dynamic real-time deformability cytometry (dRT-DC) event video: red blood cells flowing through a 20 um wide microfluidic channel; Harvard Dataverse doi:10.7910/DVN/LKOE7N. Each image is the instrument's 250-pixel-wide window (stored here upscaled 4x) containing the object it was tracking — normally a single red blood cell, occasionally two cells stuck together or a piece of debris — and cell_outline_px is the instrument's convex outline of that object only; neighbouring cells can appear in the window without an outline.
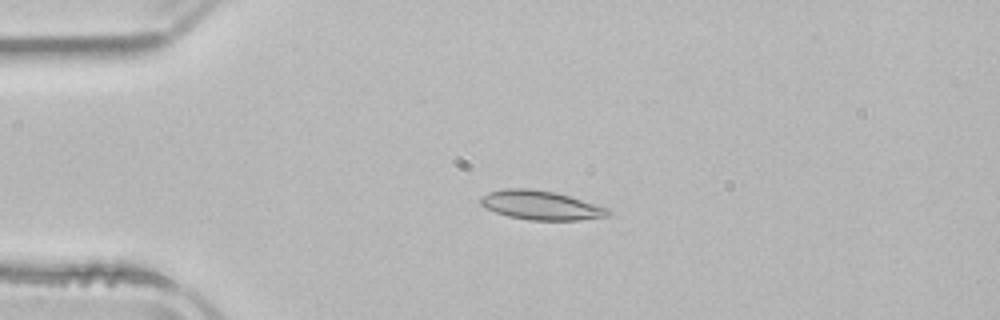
{"species": "common noctule bat (a hibernating species)", "species_latin": "Nyctalus noctula", "temperature_condition": "room temperature", "stored_images_in_passage": 6, "camera_frame_rate_fps": 3000, "um_per_image_px": 0.085, "animal": {"sex": "male", "body_mass_g": 21.5, "forearm_length_mm": 52.0}, "frame": {"image": 1, "passage_image": 4, "time_ms": 3.667, "image_size_px": [1000, 320], "cell_outline_px": [[612, 212], [608, 216], [576, 220], [528, 220], [508, 216], [484, 208], [480, 204], [480, 196], [488, 192], [504, 188], [528, 188], [556, 192], [612, 208]], "centroid_in_image_um": [45.99, 17.44], "position_along_channel_um": 39.0, "area_um2": 21.96}}
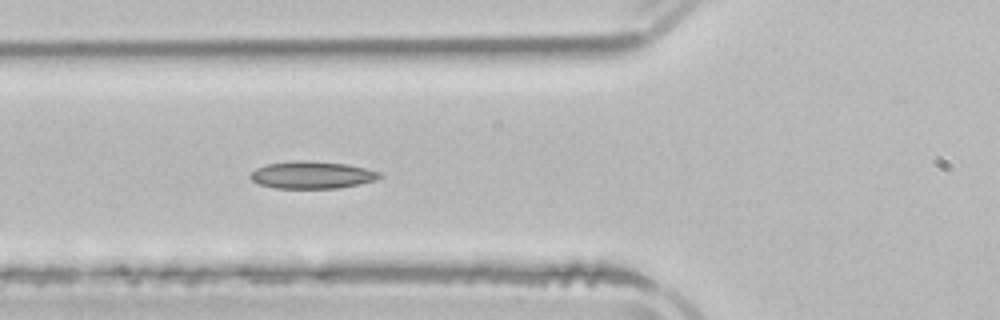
{"frame": {"image": 2, "passage_image": 6, "time_ms": 6.0, "image_size_px": [1000, 320], "cell_outline_px": [[384, 176], [376, 180], [360, 184], [340, 188], [276, 188], [260, 184], [252, 180], [248, 176], [256, 168], [268, 164], [296, 160], [300, 160], [344, 164], [364, 168], [380, 172]], "centroid_in_image_um": [26.53, 14.88], "position_along_channel_um": 99.3, "area_um2": 20.4}}